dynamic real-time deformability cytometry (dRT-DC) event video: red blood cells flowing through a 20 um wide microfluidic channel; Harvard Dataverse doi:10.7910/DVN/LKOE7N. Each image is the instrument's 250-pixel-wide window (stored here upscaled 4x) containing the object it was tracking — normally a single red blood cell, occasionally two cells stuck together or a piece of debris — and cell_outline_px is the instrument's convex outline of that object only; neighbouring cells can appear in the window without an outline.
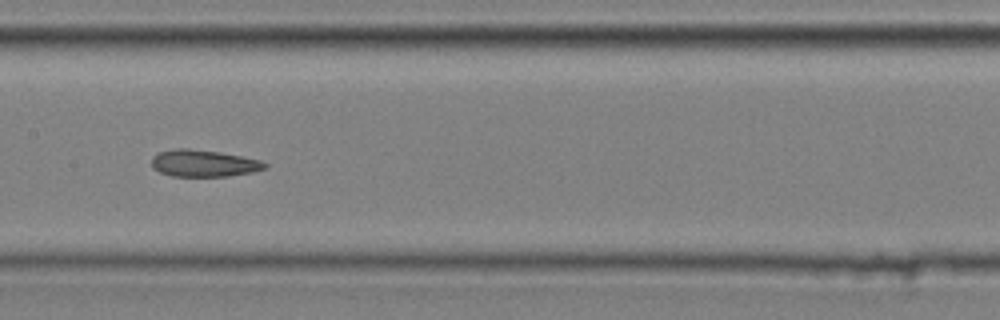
{"species": "common noctule bat (a hibernating species)", "species_latin": "Nyctalus noctula", "temperature_condition": "cold", "stored_images_in_passage": 14, "camera_frame_rate_fps": 3000, "um_per_image_px": 0.085, "animal": {"sex": "male", "body_mass_g": 20.4}, "frame": {"image": 1, "passage_image": 7, "time_ms": 2.0, "image_size_px": [1000, 320], "cell_outline_px": [[268, 168], [252, 172], [228, 176], [172, 176], [160, 172], [152, 168], [152, 156], [156, 152], [176, 148], [188, 148], [220, 152], [260, 160], [268, 164]], "centroid_in_image_um": [17.29, 13.87], "position_along_channel_um": 190.1, "area_um2": 17.86}}
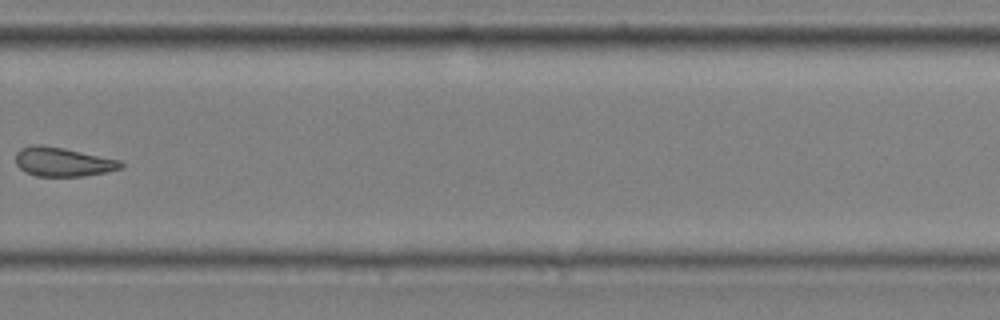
{"frame": {"image": 2, "passage_image": 10, "time_ms": 3.0, "image_size_px": [1000, 320], "cell_outline_px": [[124, 164], [120, 168], [104, 172], [84, 176], [36, 176], [24, 172], [16, 164], [16, 152], [20, 148], [32, 144], [40, 144], [64, 148], [120, 160]], "centroid_in_image_um": [5.29, 13.75], "position_along_channel_um": 324.5, "area_um2": 17.8}}
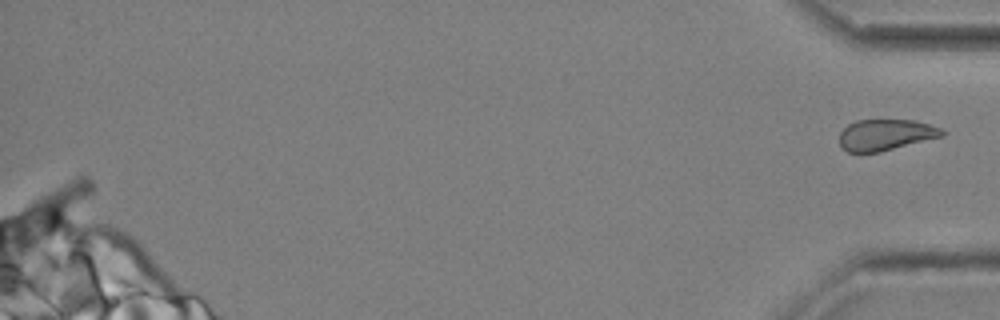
{"frame": {"image": 3, "passage_image": 14, "time_ms": 4.333, "image_size_px": [1000, 320], "cell_outline_px": [[944, 136], [880, 152], [848, 152], [840, 144], [840, 132], [848, 124], [856, 120], [912, 120], [928, 124], [940, 128], [944, 132]], "centroid_in_image_um": [75.28, 11.46], "position_along_channel_um": 359.9, "area_um2": 18.5}}